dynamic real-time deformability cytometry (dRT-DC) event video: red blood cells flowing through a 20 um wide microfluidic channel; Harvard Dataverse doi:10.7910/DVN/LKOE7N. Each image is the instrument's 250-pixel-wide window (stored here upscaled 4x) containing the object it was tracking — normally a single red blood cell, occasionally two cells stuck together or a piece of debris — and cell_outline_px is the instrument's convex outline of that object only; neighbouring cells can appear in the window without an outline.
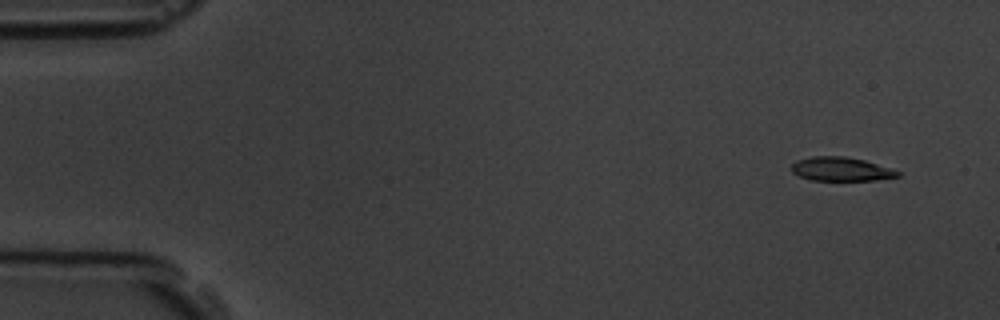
{"species": "common noctule bat (a hibernating species)", "species_latin": "Nyctalus noctula", "temperature_condition": "room temperature", "stored_images_in_passage": 5, "camera_frame_rate_fps": 3000, "um_per_image_px": 0.085, "animal": {"sex": "male", "body_mass_g": 19.5, "forearm_length_mm": 54.6}, "frame": {"image": 1, "passage_image": 1, "time_ms": 0.0, "image_size_px": [1000, 320], "cell_outline_px": [[900, 176], [876, 180], [812, 180], [800, 176], [792, 172], [792, 164], [796, 160], [812, 156], [844, 156], [864, 160], [900, 172]], "centroid_in_image_um": [71.45, 14.37], "position_along_channel_um": 13.5, "area_um2": 14.57}}
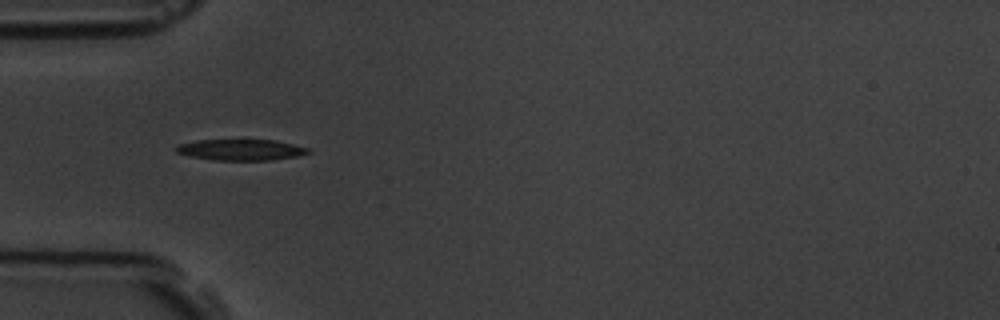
{"frame": {"image": 2, "passage_image": 5, "time_ms": 4.667, "image_size_px": [1000, 320], "cell_outline_px": [[312, 152], [296, 156], [272, 160], [212, 160], [192, 156], [176, 152], [176, 144], [196, 140], [276, 140], [308, 148]], "centroid_in_image_um": [20.46, 12.73], "position_along_channel_um": 64.5, "area_um2": 16.13}}